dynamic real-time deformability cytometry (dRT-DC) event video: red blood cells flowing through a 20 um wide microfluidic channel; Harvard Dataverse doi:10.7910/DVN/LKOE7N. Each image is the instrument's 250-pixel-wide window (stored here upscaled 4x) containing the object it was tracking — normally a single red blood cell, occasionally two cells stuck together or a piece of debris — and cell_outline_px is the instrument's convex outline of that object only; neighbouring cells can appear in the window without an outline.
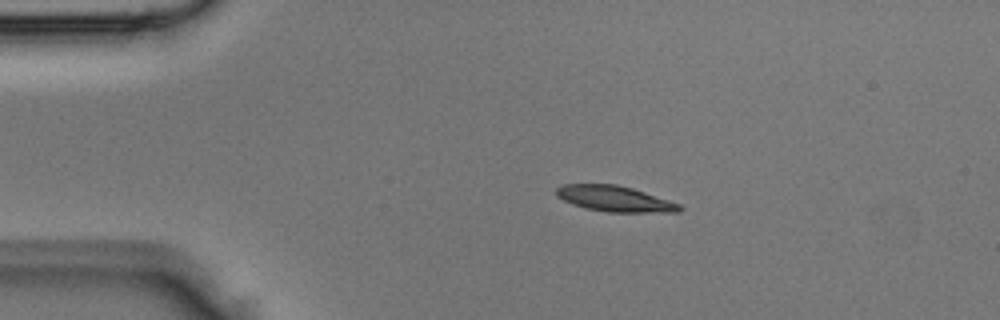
{"species": "Egyptian fruit bat (a non-hibernating species)", "species_latin": "Rousettus aegyptiacus", "temperature_condition": "room temperature", "stored_images_in_passage": 3, "camera_frame_rate_fps": 3000, "um_per_image_px": 0.085, "animal": {"sex": "male"}, "frame": {"image": 1, "passage_image": 2, "time_ms": 0.333, "image_size_px": [1000, 320], "cell_outline_px": [[684, 208], [680, 212], [608, 212], [584, 208], [572, 204], [556, 196], [556, 188], [564, 184], [616, 184], [632, 188], [680, 204]], "centroid_in_image_um": [52.24, 16.9], "position_along_channel_um": 32.8, "area_um2": 18.44}}